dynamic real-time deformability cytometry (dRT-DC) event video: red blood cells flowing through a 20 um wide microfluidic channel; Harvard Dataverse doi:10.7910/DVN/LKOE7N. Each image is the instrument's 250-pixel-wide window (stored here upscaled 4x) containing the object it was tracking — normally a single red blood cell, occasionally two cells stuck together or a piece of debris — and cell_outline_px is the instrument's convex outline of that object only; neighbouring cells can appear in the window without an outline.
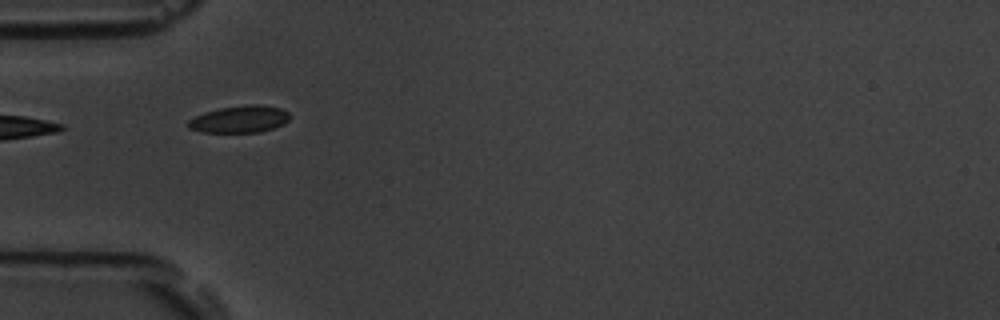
{"species": "common noctule bat (a hibernating species)", "species_latin": "Nyctalus noctula", "temperature_condition": "room temperature", "stored_images_in_passage": 6, "camera_frame_rate_fps": 3000, "um_per_image_px": 0.085, "animal": {"sex": "male", "body_mass_g": 19.5, "forearm_length_mm": 54.6}, "frame": {"image": 1, "passage_image": 5, "time_ms": 5.667, "image_size_px": [1000, 320], "cell_outline_px": [[292, 116], [284, 124], [260, 132], [204, 132], [188, 128], [188, 120], [204, 112], [220, 108], [248, 104], [260, 104], [280, 108], [288, 112]], "centroid_in_image_um": [20.4, 10.12], "position_along_channel_um": 64.6, "area_um2": 16.01}}
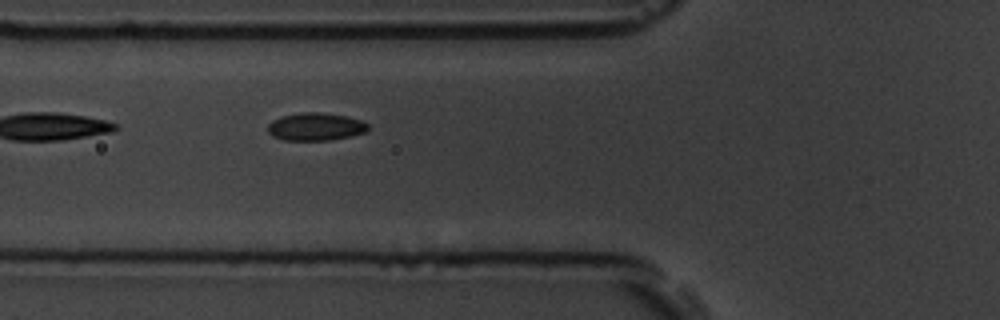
{"frame": {"image": 2, "passage_image": 6, "time_ms": 6.667, "image_size_px": [1000, 320], "cell_outline_px": [[368, 132], [332, 140], [284, 140], [272, 136], [268, 132], [268, 124], [272, 120], [284, 116], [304, 112], [320, 112], [348, 116], [360, 120], [368, 124]], "centroid_in_image_um": [26.85, 10.77], "position_along_channel_um": 99.0, "area_um2": 16.24}}